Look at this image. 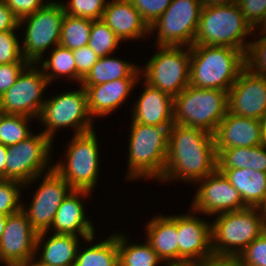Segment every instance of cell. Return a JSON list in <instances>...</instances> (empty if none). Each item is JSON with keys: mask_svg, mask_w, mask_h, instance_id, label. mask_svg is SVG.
I'll list each match as a JSON object with an SVG mask.
<instances>
[{"mask_svg": "<svg viewBox=\"0 0 266 266\" xmlns=\"http://www.w3.org/2000/svg\"><path fill=\"white\" fill-rule=\"evenodd\" d=\"M213 134L194 127L173 124L169 131L168 156L160 182L176 179L196 183L217 170Z\"/></svg>", "mask_w": 266, "mask_h": 266, "instance_id": "cell-1", "label": "cell"}, {"mask_svg": "<svg viewBox=\"0 0 266 266\" xmlns=\"http://www.w3.org/2000/svg\"><path fill=\"white\" fill-rule=\"evenodd\" d=\"M172 126L144 125L131 120L126 180L159 181L168 156L169 131Z\"/></svg>", "mask_w": 266, "mask_h": 266, "instance_id": "cell-2", "label": "cell"}, {"mask_svg": "<svg viewBox=\"0 0 266 266\" xmlns=\"http://www.w3.org/2000/svg\"><path fill=\"white\" fill-rule=\"evenodd\" d=\"M190 86L228 91L245 68V54L227 46L190 47Z\"/></svg>", "mask_w": 266, "mask_h": 266, "instance_id": "cell-3", "label": "cell"}, {"mask_svg": "<svg viewBox=\"0 0 266 266\" xmlns=\"http://www.w3.org/2000/svg\"><path fill=\"white\" fill-rule=\"evenodd\" d=\"M253 34L256 30L246 22L237 2L202 7L193 45L227 46L246 54L250 41L245 38Z\"/></svg>", "mask_w": 266, "mask_h": 266, "instance_id": "cell-4", "label": "cell"}, {"mask_svg": "<svg viewBox=\"0 0 266 266\" xmlns=\"http://www.w3.org/2000/svg\"><path fill=\"white\" fill-rule=\"evenodd\" d=\"M211 222L212 252L215 258H237L264 231L260 208L246 207L221 213Z\"/></svg>", "mask_w": 266, "mask_h": 266, "instance_id": "cell-5", "label": "cell"}, {"mask_svg": "<svg viewBox=\"0 0 266 266\" xmlns=\"http://www.w3.org/2000/svg\"><path fill=\"white\" fill-rule=\"evenodd\" d=\"M228 112V91L188 86L174 97V124L214 134Z\"/></svg>", "mask_w": 266, "mask_h": 266, "instance_id": "cell-6", "label": "cell"}, {"mask_svg": "<svg viewBox=\"0 0 266 266\" xmlns=\"http://www.w3.org/2000/svg\"><path fill=\"white\" fill-rule=\"evenodd\" d=\"M97 139L95 129L73 134L71 142L64 150V160L60 159L53 164V169L75 190L92 192L97 186L101 161Z\"/></svg>", "mask_w": 266, "mask_h": 266, "instance_id": "cell-7", "label": "cell"}, {"mask_svg": "<svg viewBox=\"0 0 266 266\" xmlns=\"http://www.w3.org/2000/svg\"><path fill=\"white\" fill-rule=\"evenodd\" d=\"M50 98L44 101L38 122L45 127L41 132L53 142L59 129L71 127L74 135L95 129L94 119L88 111L87 92L81 84L79 90L66 91Z\"/></svg>", "mask_w": 266, "mask_h": 266, "instance_id": "cell-8", "label": "cell"}, {"mask_svg": "<svg viewBox=\"0 0 266 266\" xmlns=\"http://www.w3.org/2000/svg\"><path fill=\"white\" fill-rule=\"evenodd\" d=\"M65 10L62 2L51 1L33 14L19 20V28L25 30L22 34L21 53L29 63H38L49 48L59 44L62 22Z\"/></svg>", "mask_w": 266, "mask_h": 266, "instance_id": "cell-9", "label": "cell"}, {"mask_svg": "<svg viewBox=\"0 0 266 266\" xmlns=\"http://www.w3.org/2000/svg\"><path fill=\"white\" fill-rule=\"evenodd\" d=\"M140 68L144 81L173 98L190 83V47L158 46Z\"/></svg>", "mask_w": 266, "mask_h": 266, "instance_id": "cell-10", "label": "cell"}, {"mask_svg": "<svg viewBox=\"0 0 266 266\" xmlns=\"http://www.w3.org/2000/svg\"><path fill=\"white\" fill-rule=\"evenodd\" d=\"M52 144L53 141L40 132L33 133L27 139L8 146L5 179L19 181L28 188L27 186L38 181L41 175L45 174L44 172L52 171L54 164L53 161L52 164L50 163Z\"/></svg>", "mask_w": 266, "mask_h": 266, "instance_id": "cell-11", "label": "cell"}, {"mask_svg": "<svg viewBox=\"0 0 266 266\" xmlns=\"http://www.w3.org/2000/svg\"><path fill=\"white\" fill-rule=\"evenodd\" d=\"M202 7L201 0H172L166 11L149 27L150 36L157 32L156 47H191Z\"/></svg>", "mask_w": 266, "mask_h": 266, "instance_id": "cell-12", "label": "cell"}, {"mask_svg": "<svg viewBox=\"0 0 266 266\" xmlns=\"http://www.w3.org/2000/svg\"><path fill=\"white\" fill-rule=\"evenodd\" d=\"M48 85L50 83L40 66L29 63L16 82L0 97V112L38 118L46 100L44 91Z\"/></svg>", "mask_w": 266, "mask_h": 266, "instance_id": "cell-13", "label": "cell"}, {"mask_svg": "<svg viewBox=\"0 0 266 266\" xmlns=\"http://www.w3.org/2000/svg\"><path fill=\"white\" fill-rule=\"evenodd\" d=\"M41 177L43 180L27 204L29 206L23 202L21 207L37 233L49 231L59 206L73 190L54 169Z\"/></svg>", "mask_w": 266, "mask_h": 266, "instance_id": "cell-14", "label": "cell"}, {"mask_svg": "<svg viewBox=\"0 0 266 266\" xmlns=\"http://www.w3.org/2000/svg\"><path fill=\"white\" fill-rule=\"evenodd\" d=\"M193 185L198 188L190 208L197 213L212 217L247 207L240 193L218 169Z\"/></svg>", "mask_w": 266, "mask_h": 266, "instance_id": "cell-15", "label": "cell"}, {"mask_svg": "<svg viewBox=\"0 0 266 266\" xmlns=\"http://www.w3.org/2000/svg\"><path fill=\"white\" fill-rule=\"evenodd\" d=\"M189 212L177 214L179 265L203 264L215 258L212 252L211 222L198 217L192 209Z\"/></svg>", "mask_w": 266, "mask_h": 266, "instance_id": "cell-16", "label": "cell"}, {"mask_svg": "<svg viewBox=\"0 0 266 266\" xmlns=\"http://www.w3.org/2000/svg\"><path fill=\"white\" fill-rule=\"evenodd\" d=\"M228 112L236 116L266 119V77L246 67L228 90Z\"/></svg>", "mask_w": 266, "mask_h": 266, "instance_id": "cell-17", "label": "cell"}, {"mask_svg": "<svg viewBox=\"0 0 266 266\" xmlns=\"http://www.w3.org/2000/svg\"><path fill=\"white\" fill-rule=\"evenodd\" d=\"M37 231L20 210L8 215L0 239V254L7 266H23L35 256Z\"/></svg>", "mask_w": 266, "mask_h": 266, "instance_id": "cell-18", "label": "cell"}, {"mask_svg": "<svg viewBox=\"0 0 266 266\" xmlns=\"http://www.w3.org/2000/svg\"><path fill=\"white\" fill-rule=\"evenodd\" d=\"M91 194L88 190L73 189L59 206L49 229L53 232L49 235L54 233L79 236L91 244L95 240V226L93 227L91 218H87L83 206L84 199L91 197Z\"/></svg>", "mask_w": 266, "mask_h": 266, "instance_id": "cell-19", "label": "cell"}, {"mask_svg": "<svg viewBox=\"0 0 266 266\" xmlns=\"http://www.w3.org/2000/svg\"><path fill=\"white\" fill-rule=\"evenodd\" d=\"M216 152L264 144V121L227 112L213 134Z\"/></svg>", "mask_w": 266, "mask_h": 266, "instance_id": "cell-20", "label": "cell"}, {"mask_svg": "<svg viewBox=\"0 0 266 266\" xmlns=\"http://www.w3.org/2000/svg\"><path fill=\"white\" fill-rule=\"evenodd\" d=\"M141 78H122L97 85H82L87 92L88 111L90 116L103 117L116 111L128 99L133 87ZM138 82V83H137Z\"/></svg>", "mask_w": 266, "mask_h": 266, "instance_id": "cell-21", "label": "cell"}, {"mask_svg": "<svg viewBox=\"0 0 266 266\" xmlns=\"http://www.w3.org/2000/svg\"><path fill=\"white\" fill-rule=\"evenodd\" d=\"M142 94L132 108V121L151 126H172L174 98L145 81Z\"/></svg>", "mask_w": 266, "mask_h": 266, "instance_id": "cell-22", "label": "cell"}, {"mask_svg": "<svg viewBox=\"0 0 266 266\" xmlns=\"http://www.w3.org/2000/svg\"><path fill=\"white\" fill-rule=\"evenodd\" d=\"M101 20L114 31L122 42L150 37L148 24L142 19L130 0L108 1Z\"/></svg>", "mask_w": 266, "mask_h": 266, "instance_id": "cell-23", "label": "cell"}, {"mask_svg": "<svg viewBox=\"0 0 266 266\" xmlns=\"http://www.w3.org/2000/svg\"><path fill=\"white\" fill-rule=\"evenodd\" d=\"M146 241L151 245L163 266L179 265L177 215L159 214L145 225Z\"/></svg>", "mask_w": 266, "mask_h": 266, "instance_id": "cell-24", "label": "cell"}, {"mask_svg": "<svg viewBox=\"0 0 266 266\" xmlns=\"http://www.w3.org/2000/svg\"><path fill=\"white\" fill-rule=\"evenodd\" d=\"M49 232L51 231H43L37 234L35 256L38 257L36 258L44 264L72 266L76 260L78 247H81L79 236L53 233L52 236L45 238Z\"/></svg>", "mask_w": 266, "mask_h": 266, "instance_id": "cell-25", "label": "cell"}, {"mask_svg": "<svg viewBox=\"0 0 266 266\" xmlns=\"http://www.w3.org/2000/svg\"><path fill=\"white\" fill-rule=\"evenodd\" d=\"M240 193L247 207L259 208L266 200V172L253 169H218Z\"/></svg>", "mask_w": 266, "mask_h": 266, "instance_id": "cell-26", "label": "cell"}, {"mask_svg": "<svg viewBox=\"0 0 266 266\" xmlns=\"http://www.w3.org/2000/svg\"><path fill=\"white\" fill-rule=\"evenodd\" d=\"M122 78H141L140 66L108 55L98 58L80 84L97 85Z\"/></svg>", "mask_w": 266, "mask_h": 266, "instance_id": "cell-27", "label": "cell"}, {"mask_svg": "<svg viewBox=\"0 0 266 266\" xmlns=\"http://www.w3.org/2000/svg\"><path fill=\"white\" fill-rule=\"evenodd\" d=\"M217 159V169L247 168L266 172V143L256 147L221 149Z\"/></svg>", "mask_w": 266, "mask_h": 266, "instance_id": "cell-28", "label": "cell"}, {"mask_svg": "<svg viewBox=\"0 0 266 266\" xmlns=\"http://www.w3.org/2000/svg\"><path fill=\"white\" fill-rule=\"evenodd\" d=\"M97 243V244H96ZM81 249L78 247L76 260L72 266H119L117 233L109 238ZM81 250V251H80Z\"/></svg>", "mask_w": 266, "mask_h": 266, "instance_id": "cell-29", "label": "cell"}, {"mask_svg": "<svg viewBox=\"0 0 266 266\" xmlns=\"http://www.w3.org/2000/svg\"><path fill=\"white\" fill-rule=\"evenodd\" d=\"M128 238L123 232H117L119 266H158L163 262L146 240L130 244Z\"/></svg>", "mask_w": 266, "mask_h": 266, "instance_id": "cell-30", "label": "cell"}, {"mask_svg": "<svg viewBox=\"0 0 266 266\" xmlns=\"http://www.w3.org/2000/svg\"><path fill=\"white\" fill-rule=\"evenodd\" d=\"M43 70L48 82H54L58 77L77 82L76 62L71 49L60 44L51 49L49 58H42L37 63ZM49 70V71H48Z\"/></svg>", "mask_w": 266, "mask_h": 266, "instance_id": "cell-31", "label": "cell"}, {"mask_svg": "<svg viewBox=\"0 0 266 266\" xmlns=\"http://www.w3.org/2000/svg\"><path fill=\"white\" fill-rule=\"evenodd\" d=\"M93 20L88 18L64 15L59 44L71 50L89 44Z\"/></svg>", "mask_w": 266, "mask_h": 266, "instance_id": "cell-32", "label": "cell"}, {"mask_svg": "<svg viewBox=\"0 0 266 266\" xmlns=\"http://www.w3.org/2000/svg\"><path fill=\"white\" fill-rule=\"evenodd\" d=\"M34 118L0 113V143L6 147L27 139L33 134L29 122Z\"/></svg>", "mask_w": 266, "mask_h": 266, "instance_id": "cell-33", "label": "cell"}, {"mask_svg": "<svg viewBox=\"0 0 266 266\" xmlns=\"http://www.w3.org/2000/svg\"><path fill=\"white\" fill-rule=\"evenodd\" d=\"M121 42L104 21H93L88 46L98 58L113 54Z\"/></svg>", "mask_w": 266, "mask_h": 266, "instance_id": "cell-34", "label": "cell"}, {"mask_svg": "<svg viewBox=\"0 0 266 266\" xmlns=\"http://www.w3.org/2000/svg\"><path fill=\"white\" fill-rule=\"evenodd\" d=\"M260 37L250 40L246 54L245 67L256 75L266 77V27H259ZM257 39V40H256Z\"/></svg>", "mask_w": 266, "mask_h": 266, "instance_id": "cell-35", "label": "cell"}, {"mask_svg": "<svg viewBox=\"0 0 266 266\" xmlns=\"http://www.w3.org/2000/svg\"><path fill=\"white\" fill-rule=\"evenodd\" d=\"M24 184L15 181L0 179V214L11 215L21 210V196Z\"/></svg>", "mask_w": 266, "mask_h": 266, "instance_id": "cell-36", "label": "cell"}, {"mask_svg": "<svg viewBox=\"0 0 266 266\" xmlns=\"http://www.w3.org/2000/svg\"><path fill=\"white\" fill-rule=\"evenodd\" d=\"M107 3L108 0H68L62 5L66 15L95 21L102 19Z\"/></svg>", "mask_w": 266, "mask_h": 266, "instance_id": "cell-37", "label": "cell"}, {"mask_svg": "<svg viewBox=\"0 0 266 266\" xmlns=\"http://www.w3.org/2000/svg\"><path fill=\"white\" fill-rule=\"evenodd\" d=\"M16 30L0 32V65L12 62H28L21 53V43Z\"/></svg>", "mask_w": 266, "mask_h": 266, "instance_id": "cell-38", "label": "cell"}, {"mask_svg": "<svg viewBox=\"0 0 266 266\" xmlns=\"http://www.w3.org/2000/svg\"><path fill=\"white\" fill-rule=\"evenodd\" d=\"M236 259L244 266H266V231L254 239Z\"/></svg>", "mask_w": 266, "mask_h": 266, "instance_id": "cell-39", "label": "cell"}, {"mask_svg": "<svg viewBox=\"0 0 266 266\" xmlns=\"http://www.w3.org/2000/svg\"><path fill=\"white\" fill-rule=\"evenodd\" d=\"M150 27L169 7L172 0H130Z\"/></svg>", "mask_w": 266, "mask_h": 266, "instance_id": "cell-40", "label": "cell"}, {"mask_svg": "<svg viewBox=\"0 0 266 266\" xmlns=\"http://www.w3.org/2000/svg\"><path fill=\"white\" fill-rule=\"evenodd\" d=\"M240 11L253 30L261 27L265 21L266 0H237Z\"/></svg>", "mask_w": 266, "mask_h": 266, "instance_id": "cell-41", "label": "cell"}, {"mask_svg": "<svg viewBox=\"0 0 266 266\" xmlns=\"http://www.w3.org/2000/svg\"><path fill=\"white\" fill-rule=\"evenodd\" d=\"M72 52L76 62L77 83L80 85L82 79L97 62L98 57L88 45L82 48L74 49Z\"/></svg>", "mask_w": 266, "mask_h": 266, "instance_id": "cell-42", "label": "cell"}, {"mask_svg": "<svg viewBox=\"0 0 266 266\" xmlns=\"http://www.w3.org/2000/svg\"><path fill=\"white\" fill-rule=\"evenodd\" d=\"M29 62H12L0 65V97L16 82Z\"/></svg>", "mask_w": 266, "mask_h": 266, "instance_id": "cell-43", "label": "cell"}, {"mask_svg": "<svg viewBox=\"0 0 266 266\" xmlns=\"http://www.w3.org/2000/svg\"><path fill=\"white\" fill-rule=\"evenodd\" d=\"M8 8L20 20L21 18L33 14L38 9L44 7L49 1L46 0H4Z\"/></svg>", "mask_w": 266, "mask_h": 266, "instance_id": "cell-44", "label": "cell"}, {"mask_svg": "<svg viewBox=\"0 0 266 266\" xmlns=\"http://www.w3.org/2000/svg\"><path fill=\"white\" fill-rule=\"evenodd\" d=\"M19 19L8 8L4 0H0V32L17 30Z\"/></svg>", "mask_w": 266, "mask_h": 266, "instance_id": "cell-45", "label": "cell"}, {"mask_svg": "<svg viewBox=\"0 0 266 266\" xmlns=\"http://www.w3.org/2000/svg\"><path fill=\"white\" fill-rule=\"evenodd\" d=\"M201 266H244L236 258H213L200 264Z\"/></svg>", "mask_w": 266, "mask_h": 266, "instance_id": "cell-46", "label": "cell"}, {"mask_svg": "<svg viewBox=\"0 0 266 266\" xmlns=\"http://www.w3.org/2000/svg\"><path fill=\"white\" fill-rule=\"evenodd\" d=\"M7 147L0 143V179H5Z\"/></svg>", "mask_w": 266, "mask_h": 266, "instance_id": "cell-47", "label": "cell"}, {"mask_svg": "<svg viewBox=\"0 0 266 266\" xmlns=\"http://www.w3.org/2000/svg\"><path fill=\"white\" fill-rule=\"evenodd\" d=\"M203 7L225 5L237 2V0H201Z\"/></svg>", "mask_w": 266, "mask_h": 266, "instance_id": "cell-48", "label": "cell"}, {"mask_svg": "<svg viewBox=\"0 0 266 266\" xmlns=\"http://www.w3.org/2000/svg\"><path fill=\"white\" fill-rule=\"evenodd\" d=\"M23 266H53V265L44 264V263L40 262L38 259H36V256H34L30 261H28Z\"/></svg>", "mask_w": 266, "mask_h": 266, "instance_id": "cell-49", "label": "cell"}, {"mask_svg": "<svg viewBox=\"0 0 266 266\" xmlns=\"http://www.w3.org/2000/svg\"><path fill=\"white\" fill-rule=\"evenodd\" d=\"M7 215L0 214V239L6 226Z\"/></svg>", "mask_w": 266, "mask_h": 266, "instance_id": "cell-50", "label": "cell"}, {"mask_svg": "<svg viewBox=\"0 0 266 266\" xmlns=\"http://www.w3.org/2000/svg\"><path fill=\"white\" fill-rule=\"evenodd\" d=\"M259 208H260V211H261L264 227L266 229V200L263 202V204Z\"/></svg>", "mask_w": 266, "mask_h": 266, "instance_id": "cell-51", "label": "cell"}, {"mask_svg": "<svg viewBox=\"0 0 266 266\" xmlns=\"http://www.w3.org/2000/svg\"><path fill=\"white\" fill-rule=\"evenodd\" d=\"M264 142L266 143V119L264 120Z\"/></svg>", "mask_w": 266, "mask_h": 266, "instance_id": "cell-52", "label": "cell"}, {"mask_svg": "<svg viewBox=\"0 0 266 266\" xmlns=\"http://www.w3.org/2000/svg\"><path fill=\"white\" fill-rule=\"evenodd\" d=\"M176 266H201L200 264H186V265H176Z\"/></svg>", "mask_w": 266, "mask_h": 266, "instance_id": "cell-53", "label": "cell"}, {"mask_svg": "<svg viewBox=\"0 0 266 266\" xmlns=\"http://www.w3.org/2000/svg\"><path fill=\"white\" fill-rule=\"evenodd\" d=\"M3 263H4L5 266H7V265L5 264V262L3 261L2 257H1V254H0V266H3V265H1V264H3Z\"/></svg>", "mask_w": 266, "mask_h": 266, "instance_id": "cell-54", "label": "cell"}, {"mask_svg": "<svg viewBox=\"0 0 266 266\" xmlns=\"http://www.w3.org/2000/svg\"><path fill=\"white\" fill-rule=\"evenodd\" d=\"M261 27H266V14H265V21Z\"/></svg>", "mask_w": 266, "mask_h": 266, "instance_id": "cell-55", "label": "cell"}]
</instances>
